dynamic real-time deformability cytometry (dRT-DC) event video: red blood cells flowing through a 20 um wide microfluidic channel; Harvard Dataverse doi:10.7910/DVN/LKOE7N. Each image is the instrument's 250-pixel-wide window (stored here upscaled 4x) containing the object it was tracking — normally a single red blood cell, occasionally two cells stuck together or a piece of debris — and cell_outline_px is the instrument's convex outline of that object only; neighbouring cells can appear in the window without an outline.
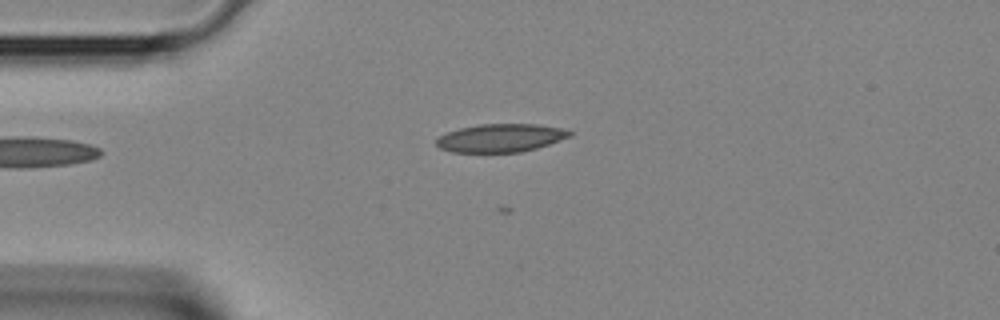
{"species": "Egyptian fruit bat (a non-hibernating species)", "species_latin": "Rousettus aegyptiacus", "temperature_condition": "room temperature", "stored_images_in_passage": 33, "camera_frame_rate_fps": 3000, "um_per_image_px": 0.085, "animal": {"sex": "female"}, "frame": {"image": 1, "passage_image": 2, "time_ms": 0.333, "image_size_px": [1000, 320], "cell_outline_px": [[572, 136], [536, 148], [520, 152], [452, 152], [440, 148], [436, 144], [436, 140], [440, 136], [448, 132], [460, 128], [480, 124], [536, 124], [560, 128], [572, 132]], "centroid_in_image_um": [42.55, 11.72], "position_along_channel_um": 42.5, "area_um2": 21.68}}
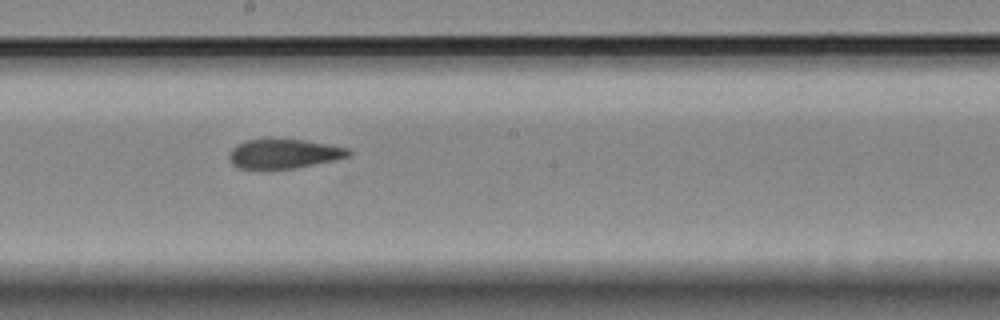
{"frame": {"image": 2, "passage_image": 14, "time_ms": 4.333, "image_size_px": [1000, 320], "cell_outline_px": [[352, 152], [348, 156], [332, 160], [292, 168], [236, 168], [228, 160], [228, 152], [236, 144], [248, 140], [268, 136], [272, 136], [304, 140], [328, 144], [348, 148]], "centroid_in_image_um": [24.04, 13.01], "position_along_channel_um": 224.2, "area_um2": 20.87}}
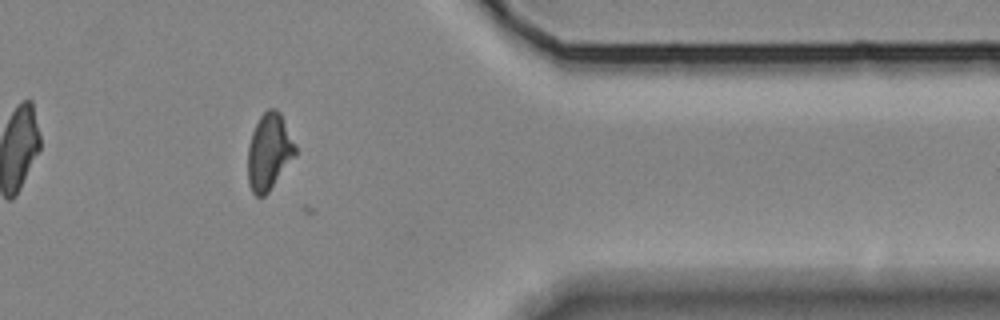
{"frame": {"image": 3, "passage_image": 25, "time_ms": 8.0, "image_size_px": [1000, 320], "cell_outline_px": [[296, 156], [268, 192], [264, 196], [256, 196], [252, 192], [248, 184], [248, 144], [252, 132], [260, 116], [268, 108], [276, 108], [280, 112], [296, 144]], "centroid_in_image_um": [22.88, 12.89], "position_along_channel_um": 388.5, "area_um2": 21.33}}